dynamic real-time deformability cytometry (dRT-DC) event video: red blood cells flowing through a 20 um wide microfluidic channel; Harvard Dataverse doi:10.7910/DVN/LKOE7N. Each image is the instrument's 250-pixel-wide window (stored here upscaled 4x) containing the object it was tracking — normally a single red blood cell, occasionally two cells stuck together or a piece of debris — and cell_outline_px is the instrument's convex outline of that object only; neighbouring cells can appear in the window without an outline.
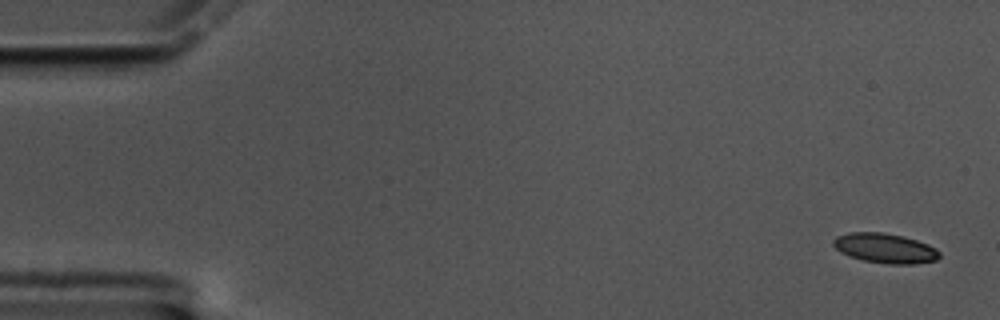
{"species": "common noctule bat (a hibernating species)", "species_latin": "Nyctalus noctula", "temperature_condition": "cold", "stored_images_in_passage": 53, "camera_frame_rate_fps": 3000, "um_per_image_px": 0.085, "animal": {"sex": "male", "body_mass_g": 17.5, "forearm_length_mm": 52.3}, "frame": {"image": 1, "passage_image": 1, "time_ms": 0.0, "image_size_px": [1000, 320], "cell_outline_px": [[940, 256], [936, 260], [916, 264], [888, 264], [864, 260], [848, 256], [840, 252], [832, 244], [832, 240], [836, 236], [848, 232], [880, 232], [904, 236], [928, 244], [936, 248], [940, 252]], "centroid_in_image_um": [75.22, 21.09], "position_along_channel_um": 9.8, "area_um2": 18.55}}
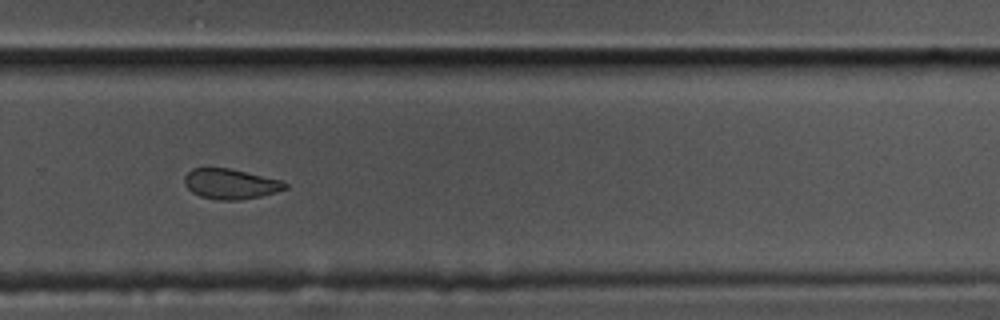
{"frame": {"image": 2, "passage_image": 40, "time_ms": 13.0, "image_size_px": [1000, 320], "cell_outline_px": [[288, 188], [276, 192], [260, 196], [236, 200], [220, 200], [200, 196], [192, 192], [184, 184], [184, 176], [192, 168], [228, 168], [284, 180], [288, 184]], "centroid_in_image_um": [19.62, 15.62], "position_along_channel_um": 310.2, "area_um2": 17.74}}
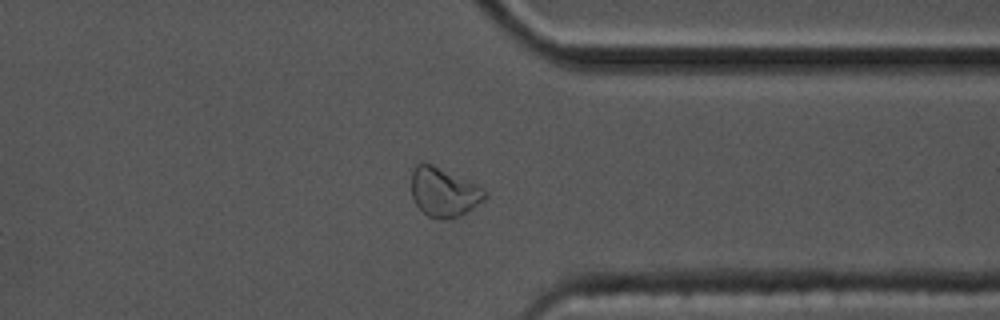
{"frame": {"image": 3, "passage_image": 46, "time_ms": 15.0, "image_size_px": [1000, 320], "cell_outline_px": [[488, 196], [484, 200], [460, 216], [440, 220], [428, 216], [416, 204], [412, 196], [412, 172], [416, 164], [420, 160], [432, 164], [484, 188], [488, 192]], "centroid_in_image_um": [37.72, 16.32], "position_along_channel_um": 373.7, "area_um2": 20.98}}